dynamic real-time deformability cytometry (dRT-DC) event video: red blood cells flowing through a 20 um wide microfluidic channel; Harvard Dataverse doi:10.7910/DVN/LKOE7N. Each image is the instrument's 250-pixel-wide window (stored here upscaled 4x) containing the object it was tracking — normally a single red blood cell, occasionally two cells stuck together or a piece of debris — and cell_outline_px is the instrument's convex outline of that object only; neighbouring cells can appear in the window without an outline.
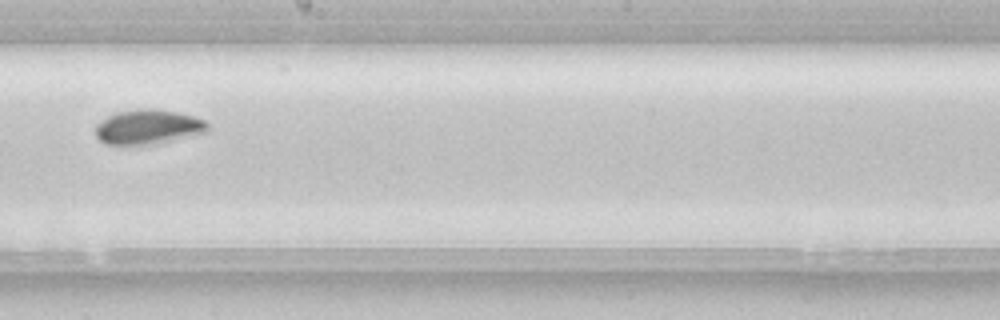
{"species": "common noctule bat (a hibernating species)", "species_latin": "Nyctalus noctula", "temperature_condition": "room temperature", "stored_images_in_passage": 7, "camera_frame_rate_fps": 3000, "um_per_image_px": 0.085, "animal": {"sex": "female", "body_mass_g": 22.7, "forearm_length_mm": 54.2}, "frame": {"image": 1, "passage_image": 7, "time_ms": 2.0, "image_size_px": [1000, 320], "cell_outline_px": [[208, 132], [144, 144], [104, 144], [96, 136], [96, 124], [100, 120], [108, 116], [120, 112], [140, 108], [152, 108], [176, 112], [192, 116], [204, 120], [208, 124]], "centroid_in_image_um": [12.55, 10.76], "position_along_channel_um": 235.7, "area_um2": 22.02}}